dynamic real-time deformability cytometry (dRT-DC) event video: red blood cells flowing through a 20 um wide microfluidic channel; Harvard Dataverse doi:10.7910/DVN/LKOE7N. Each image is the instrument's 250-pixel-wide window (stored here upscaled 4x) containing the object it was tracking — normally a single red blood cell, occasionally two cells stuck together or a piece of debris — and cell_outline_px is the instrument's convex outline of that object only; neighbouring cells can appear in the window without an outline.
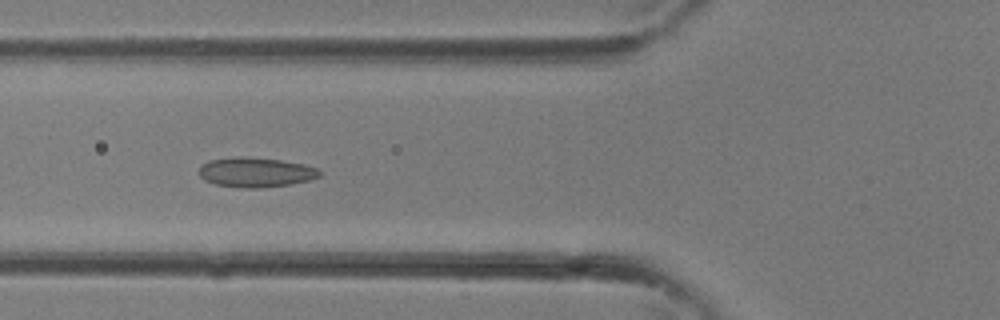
{"species": "common noctule bat (a hibernating species)", "species_latin": "Nyctalus noctula", "temperature_condition": "room temperature", "stored_images_in_passage": 26, "camera_frame_rate_fps": 3000, "um_per_image_px": 0.085, "animal": {"sex": "female"}, "frame": {"image": 1, "passage_image": 5, "time_ms": 1.333, "image_size_px": [1000, 320], "cell_outline_px": [[320, 176], [308, 180], [288, 184], [260, 188], [244, 188], [216, 184], [204, 180], [196, 172], [200, 164], [208, 160], [240, 156], [244, 156], [280, 160], [304, 164], [316, 168], [320, 172]], "centroid_in_image_um": [21.66, 14.63], "position_along_channel_um": 104.1, "area_um2": 20.92}}
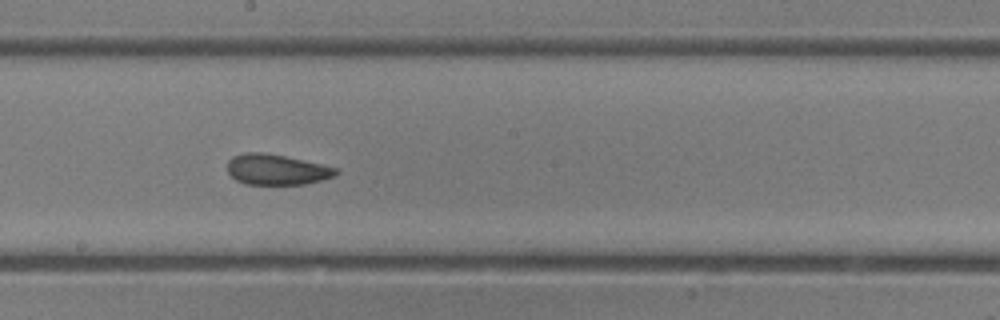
{"frame": {"image": 2, "passage_image": 11, "time_ms": 3.333, "image_size_px": [1000, 320], "cell_outline_px": [[340, 172], [336, 176], [304, 184], [244, 184], [236, 180], [228, 172], [228, 160], [232, 156], [244, 152], [260, 152], [284, 156], [320, 164], [336, 168]], "centroid_in_image_um": [23.49, 14.41], "position_along_channel_um": 224.7, "area_um2": 19.19}}
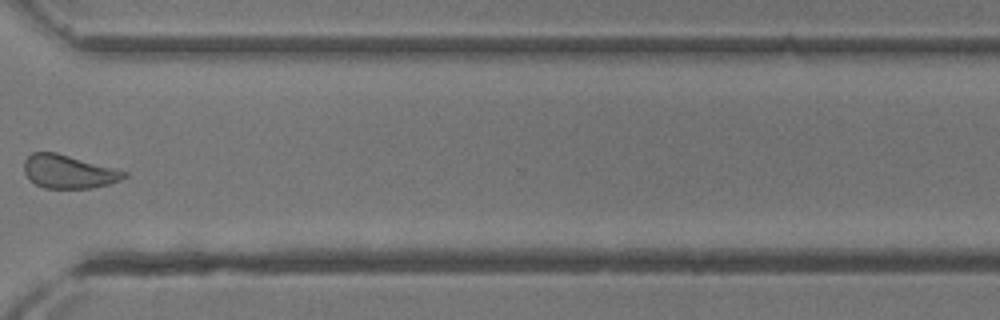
{"frame": {"image": 3, "passage_image": 18, "time_ms": 5.667, "image_size_px": [1000, 320], "cell_outline_px": [[128, 176], [120, 180], [108, 184], [92, 188], [44, 188], [36, 184], [24, 172], [24, 160], [32, 152], [56, 152], [128, 172]], "centroid_in_image_um": [5.83, 14.59], "position_along_channel_um": 364.8, "area_um2": 19.31}}